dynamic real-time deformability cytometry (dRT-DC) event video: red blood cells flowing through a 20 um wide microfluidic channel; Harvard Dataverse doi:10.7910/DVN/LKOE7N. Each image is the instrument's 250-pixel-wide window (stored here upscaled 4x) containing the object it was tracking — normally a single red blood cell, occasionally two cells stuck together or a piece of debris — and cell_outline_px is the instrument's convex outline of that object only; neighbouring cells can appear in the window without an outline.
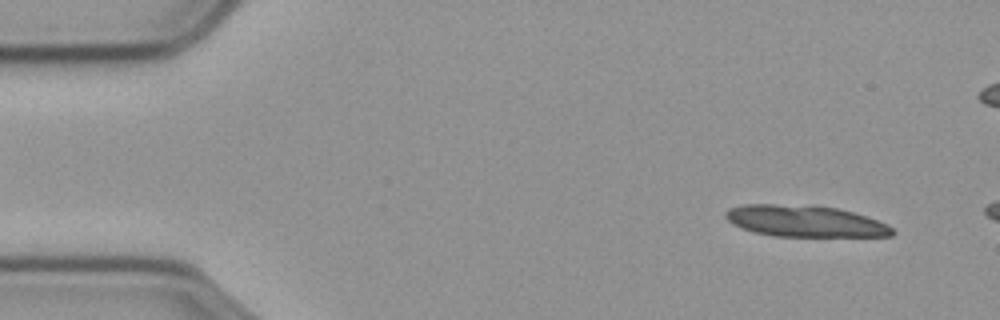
{"species": "common noctule bat (a hibernating species)", "species_latin": "Nyctalus noctula", "temperature_condition": "cold", "stored_images_in_passage": 6, "camera_frame_rate_fps": 3000, "um_per_image_px": 0.085, "animal": {"sex": "male", "body_mass_g": 23.1, "forearm_length_mm": 52.7}, "frame": {"image": 1, "passage_image": 1, "time_ms": 0.0, "image_size_px": [1000, 320], "cell_outline_px": [[896, 232], [892, 236], [772, 236], [756, 232], [732, 224], [724, 216], [724, 212], [728, 208], [744, 204], [812, 204], [836, 208], [852, 212], [888, 224]], "centroid_in_image_um": [68.4, 18.78], "position_along_channel_um": 16.6, "area_um2": 30.69}}